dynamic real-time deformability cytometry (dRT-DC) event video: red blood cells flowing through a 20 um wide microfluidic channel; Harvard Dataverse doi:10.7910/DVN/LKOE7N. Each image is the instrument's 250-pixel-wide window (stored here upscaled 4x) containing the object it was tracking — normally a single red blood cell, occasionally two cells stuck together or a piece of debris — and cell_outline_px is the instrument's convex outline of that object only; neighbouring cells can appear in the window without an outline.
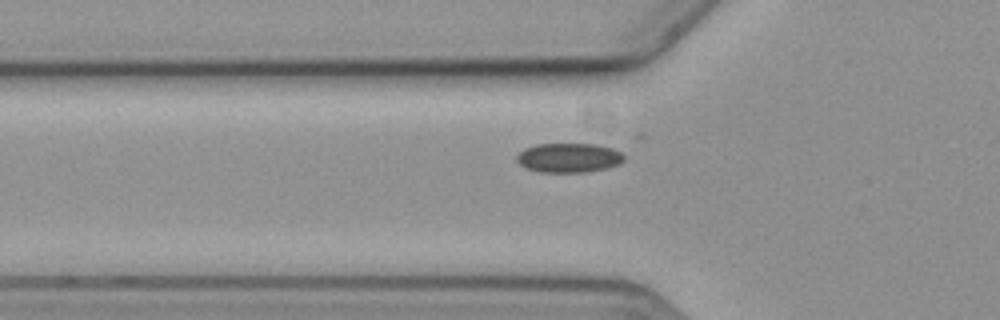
{"species": "common noctule bat (a hibernating species)", "species_latin": "Nyctalus noctula", "temperature_condition": "cold", "stored_images_in_passage": 7, "camera_frame_rate_fps": 3000, "um_per_image_px": 0.085, "animal": {"sex": "female", "body_mass_g": 19.3, "forearm_length_mm": 54.1}, "frame": {"image": 1, "passage_image": 7, "time_ms": 7.667, "image_size_px": [1000, 320], "cell_outline_px": [[624, 160], [620, 164], [608, 168], [588, 172], [540, 172], [524, 168], [516, 160], [516, 156], [524, 148], [536, 144], [596, 144], [612, 148], [620, 152], [624, 156]], "centroid_in_image_um": [48.34, 13.41], "position_along_channel_um": 77.5, "area_um2": 18.55}}